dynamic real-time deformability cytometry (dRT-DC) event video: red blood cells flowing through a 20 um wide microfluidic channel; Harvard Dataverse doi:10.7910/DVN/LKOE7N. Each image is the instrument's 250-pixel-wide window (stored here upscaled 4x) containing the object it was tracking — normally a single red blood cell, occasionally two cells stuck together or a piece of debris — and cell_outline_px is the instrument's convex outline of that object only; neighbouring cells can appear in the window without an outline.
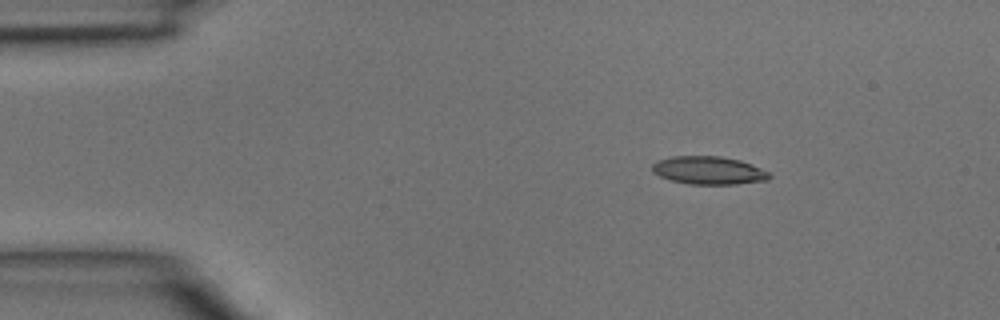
{"species": "common noctule bat (a hibernating species)", "species_latin": "Nyctalus noctula", "temperature_condition": "room temperature", "stored_images_in_passage": 4, "camera_frame_rate_fps": 3000, "um_per_image_px": 0.085, "animal": {"sex": "male", "body_mass_g": 15.6}, "frame": {"image": 1, "passage_image": 1, "time_ms": 0.0, "image_size_px": [1000, 320], "cell_outline_px": [[772, 176], [768, 180], [736, 184], [688, 184], [672, 180], [660, 176], [652, 172], [652, 164], [656, 160], [672, 156], [720, 156], [740, 160], [752, 164], [768, 172]], "centroid_in_image_um": [60.22, 14.48], "position_along_channel_um": 24.8, "area_um2": 19.19}}
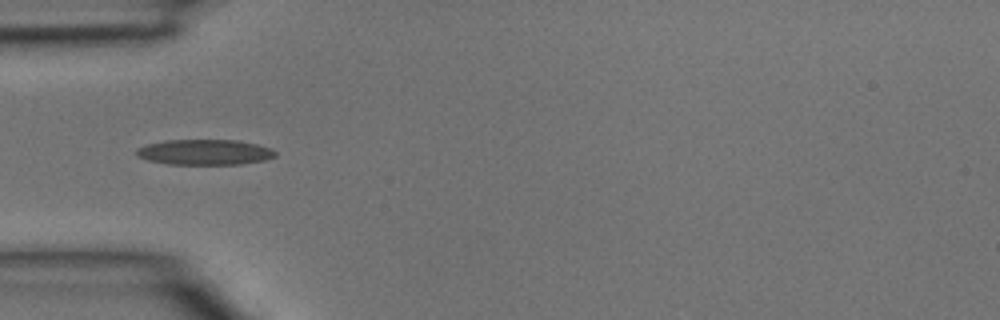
{"frame": {"image": 2, "passage_image": 3, "time_ms": 0.667, "image_size_px": [1000, 320], "cell_outline_px": [[276, 156], [264, 160], [240, 164], [168, 164], [148, 160], [136, 156], [136, 148], [148, 144], [164, 140], [236, 140], [256, 144], [272, 148], [276, 152]], "centroid_in_image_um": [17.39, 12.93], "position_along_channel_um": 67.6, "area_um2": 20.58}}
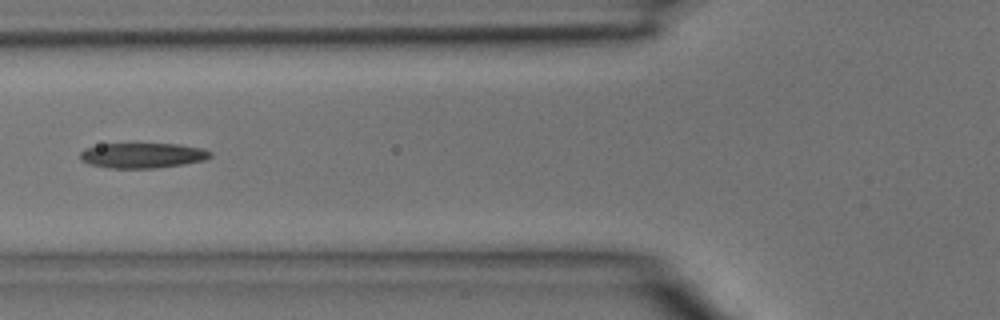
{"frame": {"image": 3, "passage_image": 4, "time_ms": 1.0, "image_size_px": [1000, 320], "cell_outline_px": [[212, 156], [204, 160], [184, 164], [156, 168], [108, 168], [88, 164], [80, 160], [80, 152], [84, 148], [100, 144], [180, 144], [200, 148], [212, 152]], "centroid_in_image_um": [12.08, 13.21], "position_along_channel_um": 113.7, "area_um2": 19.19}}